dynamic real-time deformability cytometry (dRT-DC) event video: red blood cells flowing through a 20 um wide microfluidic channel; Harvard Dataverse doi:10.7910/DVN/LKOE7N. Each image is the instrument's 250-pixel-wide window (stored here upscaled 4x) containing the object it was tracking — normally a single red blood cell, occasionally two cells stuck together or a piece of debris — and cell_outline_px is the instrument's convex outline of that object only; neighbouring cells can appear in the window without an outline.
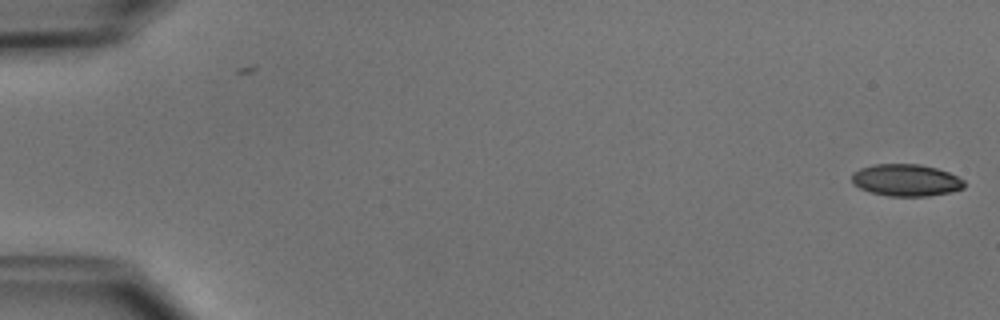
{"species": "common noctule bat (a hibernating species)", "species_latin": "Nyctalus noctula", "temperature_condition": "cold", "stored_images_in_passage": 2, "camera_frame_rate_fps": 3000, "um_per_image_px": 0.085, "animal": {"sex": "male", "body_mass_g": 15.6}, "frame": {"image": 1, "passage_image": 2, "time_ms": 0.333, "image_size_px": [1000, 320], "cell_outline_px": [[964, 188], [948, 192], [928, 196], [888, 196], [872, 192], [860, 188], [852, 184], [852, 172], [860, 168], [872, 164], [920, 164], [936, 168], [948, 172], [964, 180]], "centroid_in_image_um": [76.98, 15.3], "position_along_channel_um": 8.0, "area_um2": 20.92}}